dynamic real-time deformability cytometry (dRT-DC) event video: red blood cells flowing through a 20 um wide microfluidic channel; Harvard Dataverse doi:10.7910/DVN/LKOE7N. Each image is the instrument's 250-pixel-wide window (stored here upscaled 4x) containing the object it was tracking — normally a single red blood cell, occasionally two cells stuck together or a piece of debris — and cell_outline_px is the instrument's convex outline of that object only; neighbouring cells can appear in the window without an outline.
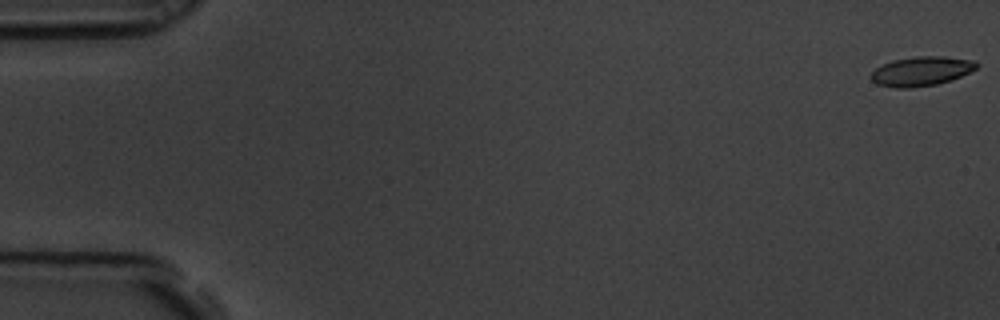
{"species": "common noctule bat (a hibernating species)", "species_latin": "Nyctalus noctula", "temperature_condition": "room temperature", "stored_images_in_passage": 60, "camera_frame_rate_fps": 3000, "um_per_image_px": 0.085, "animal": {"sex": "male", "body_mass_g": 19.5, "forearm_length_mm": 54.6}, "frame": {"image": 1, "passage_image": 1, "time_ms": 0.0, "image_size_px": [1000, 320], "cell_outline_px": [[980, 64], [976, 68], [952, 80], [936, 84], [912, 88], [896, 88], [876, 84], [868, 76], [876, 68], [884, 64], [896, 60], [916, 56], [944, 56], [976, 60]], "centroid_in_image_um": [78.33, 6.05], "position_along_channel_um": 6.7, "area_um2": 18.09}}
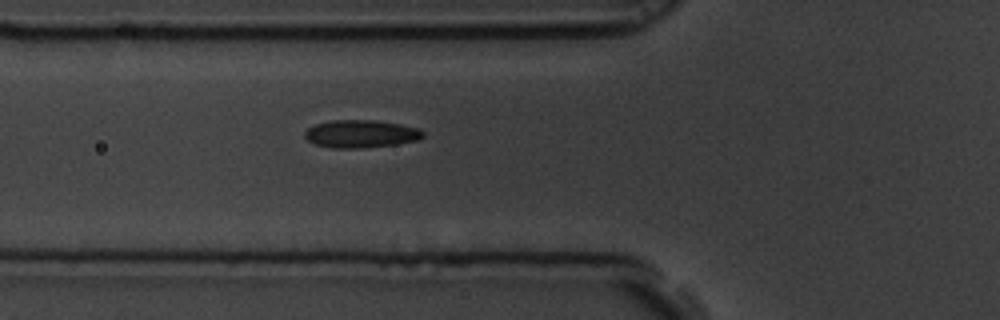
{"frame": {"image": 2, "passage_image": 22, "time_ms": 7.0, "image_size_px": [1000, 320], "cell_outline_px": [[424, 136], [416, 140], [396, 144], [364, 148], [332, 148], [316, 144], [308, 140], [304, 136], [304, 132], [308, 128], [316, 124], [332, 120], [376, 120], [400, 124], [420, 128], [424, 132]], "centroid_in_image_um": [30.68, 11.37], "position_along_channel_um": 95.1, "area_um2": 19.13}}
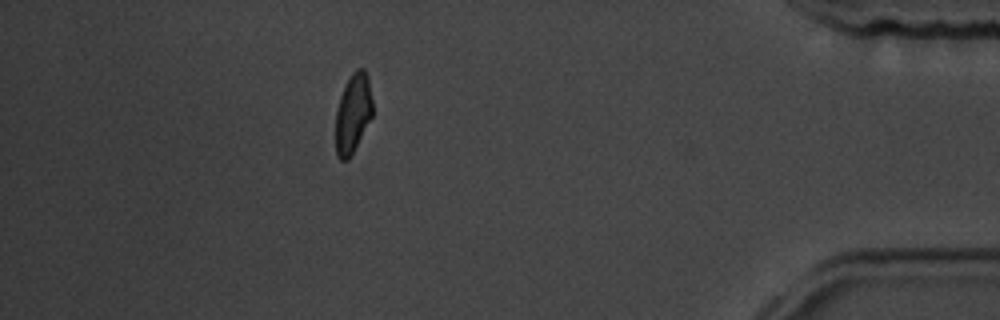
{"frame": {"image": 3, "passage_image": 53, "time_ms": 17.333, "image_size_px": [1000, 320], "cell_outline_px": [[372, 116], [348, 160], [340, 160], [336, 156], [336, 108], [340, 96], [352, 72], [356, 68], [364, 68], [368, 76], [372, 100]], "centroid_in_image_um": [29.99, 9.61], "position_along_channel_um": 405.2, "area_um2": 16.94}, "authors_computed_cell_mechanics": {"area_um2": 18.4382, "velocity_mm_per_s": 3.4637, "shape_relaxation_time_tau1_ms": 6.2735, "shape_relaxation_time_tau2_ms": 1.5287, "deformation_change_tau1": 0.1369, "deformation_change_tau2": 0.0636}}